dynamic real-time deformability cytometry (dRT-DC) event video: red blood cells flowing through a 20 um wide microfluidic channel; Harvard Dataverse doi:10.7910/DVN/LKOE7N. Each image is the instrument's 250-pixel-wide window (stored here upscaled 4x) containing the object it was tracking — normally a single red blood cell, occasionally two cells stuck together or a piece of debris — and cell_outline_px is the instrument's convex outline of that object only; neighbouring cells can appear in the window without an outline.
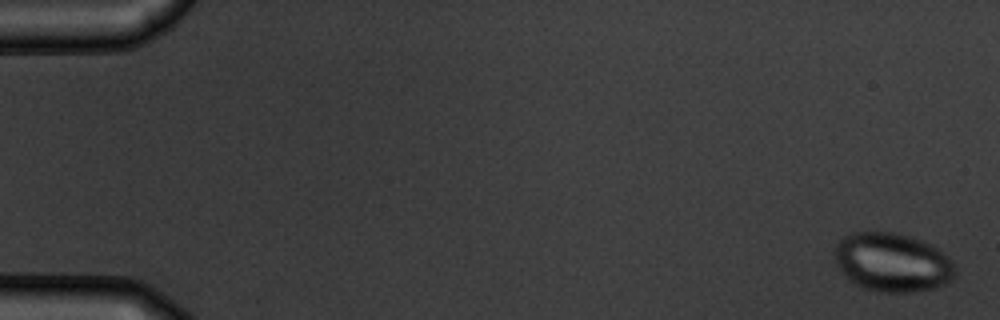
{"species": "common noctule bat (a hibernating species)", "species_latin": "Nyctalus noctula", "temperature_condition": "warm", "stored_images_in_passage": 6, "camera_frame_rate_fps": 3000, "um_per_image_px": 0.085, "animal": {"sex": "male", "body_mass_g": 19.5, "forearm_length_mm": 54.6}, "frame": {"image": 1, "passage_image": 1, "time_ms": 0.0, "image_size_px": [1000, 320], "cell_outline_px": [[956, 272], [952, 280], [936, 288], [912, 292], [880, 292], [864, 288], [848, 280], [844, 276], [836, 264], [836, 244], [844, 236], [852, 232], [892, 232], [908, 236], [932, 244], [956, 268]], "centroid_in_image_um": [75.83, 22.31], "position_along_channel_um": 9.2, "area_um2": 41.1}}